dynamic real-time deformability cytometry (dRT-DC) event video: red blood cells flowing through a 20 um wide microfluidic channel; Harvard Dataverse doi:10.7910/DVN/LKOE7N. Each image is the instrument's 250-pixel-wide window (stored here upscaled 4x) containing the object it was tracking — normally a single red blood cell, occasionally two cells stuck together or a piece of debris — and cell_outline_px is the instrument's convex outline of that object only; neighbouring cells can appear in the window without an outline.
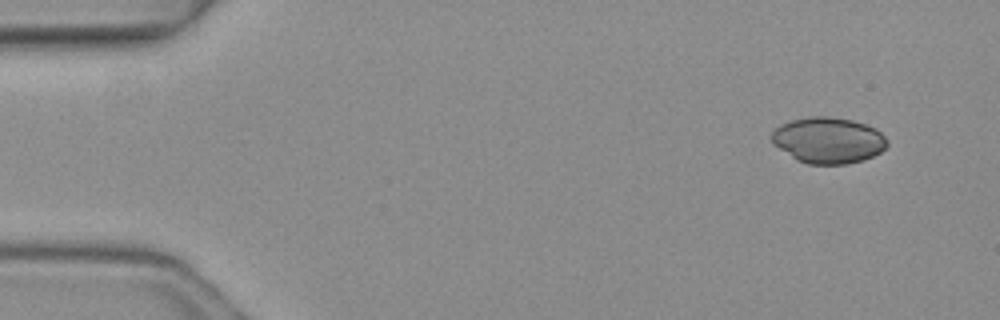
{"species": "common noctule bat (a hibernating species)", "species_latin": "Nyctalus noctula", "temperature_condition": "warm", "stored_images_in_passage": 4, "camera_frame_rate_fps": 3000, "um_per_image_px": 0.085, "animal": {"sex": "female", "body_mass_g": 19.3, "forearm_length_mm": 54.1}, "frame": {"image": 1, "passage_image": 1, "time_ms": 0.0, "image_size_px": [1000, 320], "cell_outline_px": [[888, 144], [880, 152], [864, 160], [844, 164], [808, 164], [796, 160], [772, 144], [768, 136], [780, 124], [788, 120], [808, 116], [828, 116], [852, 120], [876, 128], [888, 140]], "centroid_in_image_um": [70.35, 11.91], "position_along_channel_um": 14.7, "area_um2": 31.39}}